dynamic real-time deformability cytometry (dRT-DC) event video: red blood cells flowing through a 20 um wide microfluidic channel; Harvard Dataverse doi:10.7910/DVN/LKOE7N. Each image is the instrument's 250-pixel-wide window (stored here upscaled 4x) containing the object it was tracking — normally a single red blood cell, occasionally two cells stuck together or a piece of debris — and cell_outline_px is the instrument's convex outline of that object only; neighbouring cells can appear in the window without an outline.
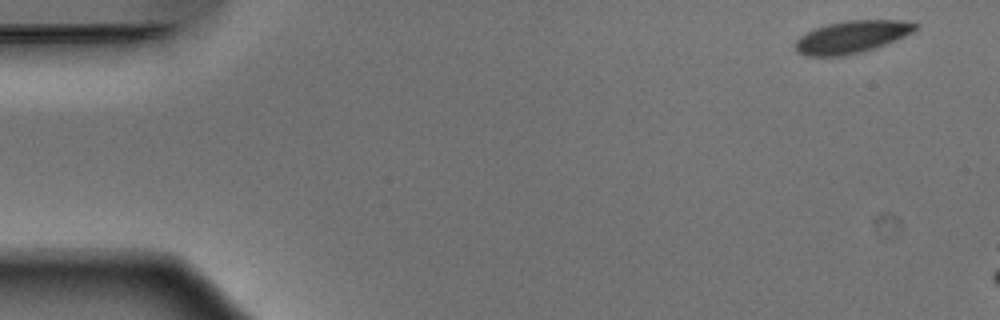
{"species": "Egyptian fruit bat (a non-hibernating species)", "species_latin": "Rousettus aegyptiacus", "temperature_condition": "warm", "stored_images_in_passage": 7, "camera_frame_rate_fps": 3000, "um_per_image_px": 0.085, "animal": {"sex": "male"}, "frame": {"image": 1, "passage_image": 1, "time_ms": 0.0, "image_size_px": [1000, 320], "cell_outline_px": [[912, 28], [896, 36], [872, 44], [856, 48], [836, 52], [808, 52], [800, 48], [800, 44], [808, 36], [816, 32], [848, 24], [912, 24]], "centroid_in_image_um": [72.36, 3.13], "position_along_channel_um": 12.6, "area_um2": 14.74}}